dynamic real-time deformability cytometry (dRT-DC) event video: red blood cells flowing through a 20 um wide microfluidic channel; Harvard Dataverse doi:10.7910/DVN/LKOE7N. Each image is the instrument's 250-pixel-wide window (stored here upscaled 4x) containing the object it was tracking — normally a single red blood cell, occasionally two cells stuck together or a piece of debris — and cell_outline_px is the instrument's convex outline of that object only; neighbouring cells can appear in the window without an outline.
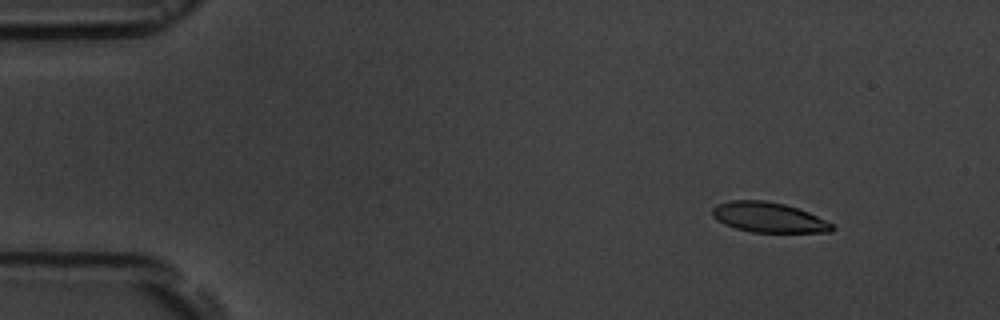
{"species": "common noctule bat (a hibernating species)", "species_latin": "Nyctalus noctula", "temperature_condition": "room temperature", "stored_images_in_passage": 4, "camera_frame_rate_fps": 3000, "um_per_image_px": 0.085, "animal": {"sex": "male", "body_mass_g": 19.5, "forearm_length_mm": 54.6}, "frame": {"image": 1, "passage_image": 2, "time_ms": 1.333, "image_size_px": [1000, 320], "cell_outline_px": [[836, 228], [828, 232], [752, 232], [736, 228], [724, 224], [712, 216], [712, 208], [716, 204], [732, 200], [764, 200], [784, 204], [808, 212], [832, 224]], "centroid_in_image_um": [65.29, 18.47], "position_along_channel_um": 19.7, "area_um2": 20.81}}